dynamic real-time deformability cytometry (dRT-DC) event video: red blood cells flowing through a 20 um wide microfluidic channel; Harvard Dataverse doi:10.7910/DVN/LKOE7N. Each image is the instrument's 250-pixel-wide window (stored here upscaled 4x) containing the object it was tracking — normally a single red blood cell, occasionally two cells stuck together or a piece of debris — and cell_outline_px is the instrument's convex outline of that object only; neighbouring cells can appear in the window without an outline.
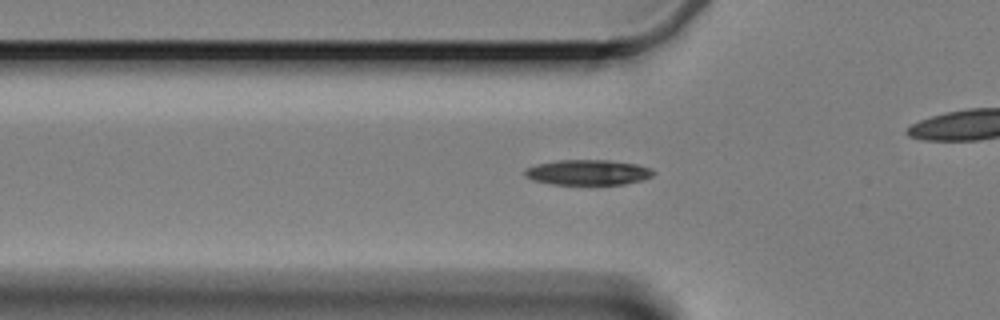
{"species": "Egyptian fruit bat (a non-hibernating species)", "species_latin": "Rousettus aegyptiacus", "temperature_condition": "cold", "stored_images_in_passage": 39, "camera_frame_rate_fps": 3000, "um_per_image_px": 0.085, "animal": {"sex": "female"}, "frame": {"image": 1, "passage_image": 7, "time_ms": 2.0, "image_size_px": [1000, 320], "cell_outline_px": [[656, 172], [652, 176], [640, 180], [624, 184], [556, 184], [532, 180], [524, 176], [524, 172], [528, 168], [540, 164], [560, 160], [608, 160], [636, 164], [648, 168]], "centroid_in_image_um": [49.98, 14.65], "position_along_channel_um": 75.8, "area_um2": 18.55}}
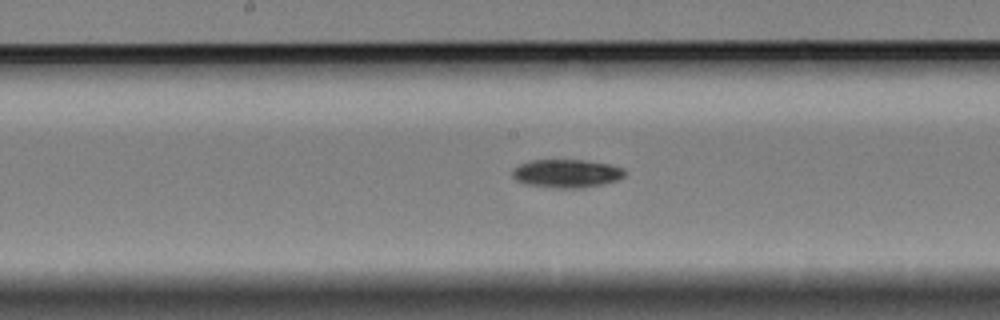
{"frame": {"image": 2, "passage_image": 18, "time_ms": 5.667, "image_size_px": [1000, 320], "cell_outline_px": [[624, 176], [616, 180], [600, 184], [580, 188], [560, 188], [528, 184], [516, 180], [512, 176], [512, 172], [520, 164], [532, 160], [580, 160], [608, 164], [624, 168]], "centroid_in_image_um": [48.15, 14.74], "position_along_channel_um": 200.0, "area_um2": 18.09}}
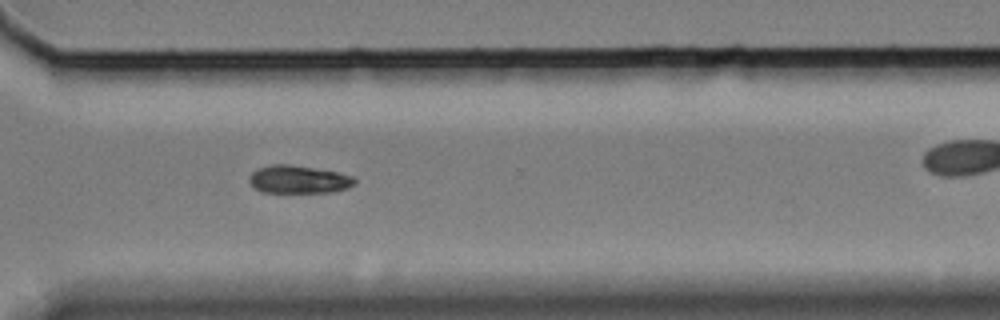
{"frame": {"image": 3, "passage_image": 31, "time_ms": 10.0, "image_size_px": [1000, 320], "cell_outline_px": [[356, 184], [348, 188], [332, 192], [264, 192], [256, 188], [248, 180], [248, 176], [256, 168], [272, 164], [288, 164], [336, 172], [352, 176], [356, 180]], "centroid_in_image_um": [25.37, 15.25], "position_along_channel_um": 345.2, "area_um2": 17.05}, "authors_computed_cell_mechanics": {"area_um2": 17.7446, "velocity_mm_per_s": 3.3597, "shape_relaxation_time_tau1_ms": 4.7819, "shape_relaxation_time_tau2_ms": null, "deformation_change_tau1": 0.1034, "deformation_change_tau2": null}}